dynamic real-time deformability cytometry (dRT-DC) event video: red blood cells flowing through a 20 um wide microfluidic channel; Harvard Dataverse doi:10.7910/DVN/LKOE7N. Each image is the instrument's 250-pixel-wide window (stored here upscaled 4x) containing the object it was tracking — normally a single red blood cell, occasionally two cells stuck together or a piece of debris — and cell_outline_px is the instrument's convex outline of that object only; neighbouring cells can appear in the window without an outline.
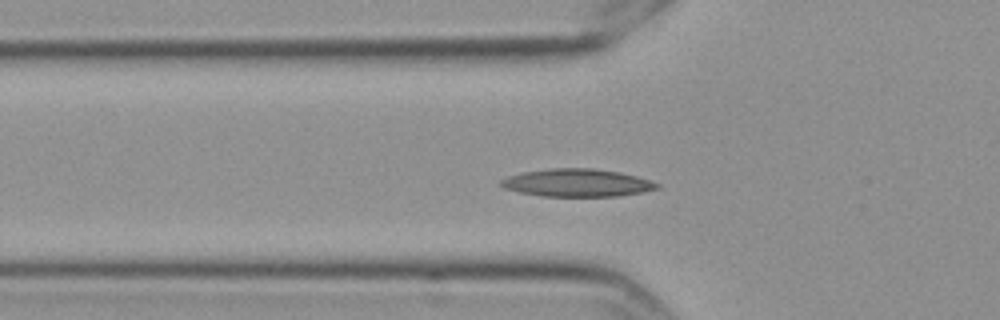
{"species": "Egyptian fruit bat (a non-hibernating species)", "species_latin": "Rousettus aegyptiacus", "temperature_condition": "cold", "stored_images_in_passage": 45, "camera_frame_rate_fps": 3000, "um_per_image_px": 0.085, "frame": {"image": 1, "passage_image": 15, "time_ms": 4.667, "image_size_px": [1000, 320], "cell_outline_px": [[660, 188], [644, 192], [620, 196], [544, 196], [520, 192], [504, 188], [500, 184], [500, 180], [508, 176], [524, 172], [552, 168], [592, 168], [620, 172], [636, 176], [660, 184]], "centroid_in_image_um": [49.08, 15.54], "position_along_channel_um": 76.7, "area_um2": 25.14}}
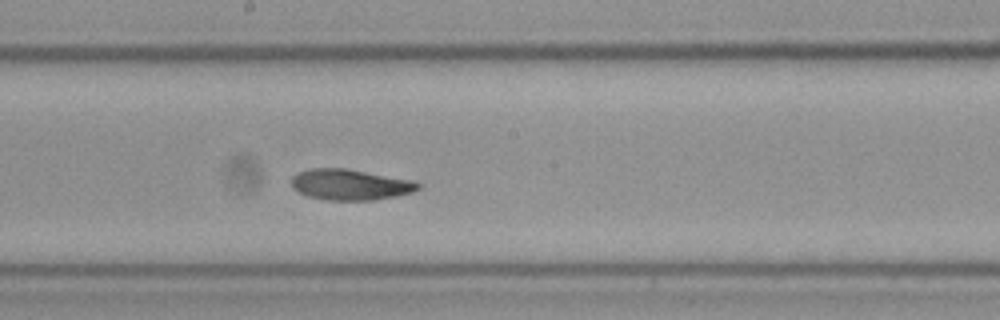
{"frame": {"image": 2, "passage_image": 27, "time_ms": 8.667, "image_size_px": [1000, 320], "cell_outline_px": [[420, 188], [412, 192], [396, 196], [372, 200], [328, 200], [308, 196], [292, 188], [292, 176], [308, 168], [344, 168], [416, 180], [420, 184]], "centroid_in_image_um": [29.79, 15.68], "position_along_channel_um": 218.4, "area_um2": 22.77}}
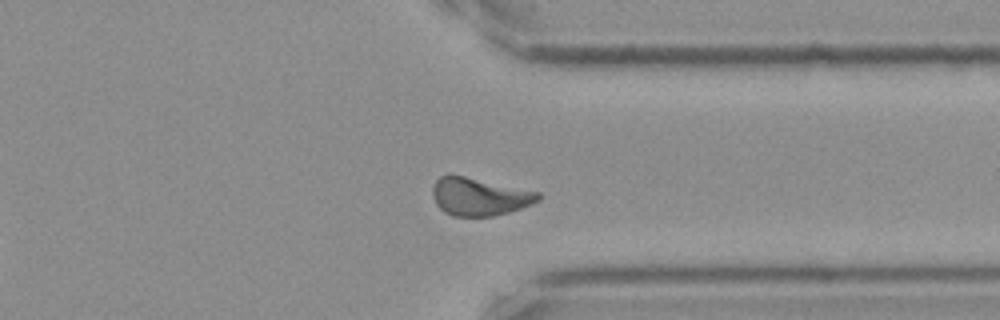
{"frame": {"image": 3, "passage_image": 40, "time_ms": 13.0, "image_size_px": [1000, 320], "cell_outline_px": [[544, 196], [540, 200], [532, 204], [508, 212], [492, 216], [452, 216], [444, 212], [436, 204], [432, 196], [432, 188], [436, 180], [440, 176], [448, 172], [540, 192]], "centroid_in_image_um": [40.73, 16.69], "position_along_channel_um": 370.7, "area_um2": 23.7}, "authors_computed_cell_mechanics": {"area_um2": 23.1778, "velocity_mm_per_s": 3.5281, "shape_relaxation_time_tau1_ms": 5.5467, "shape_relaxation_time_tau2_ms": 5.8153, "deformation_change_tau1": 0.143, "deformation_change_tau2": 0.1114}}